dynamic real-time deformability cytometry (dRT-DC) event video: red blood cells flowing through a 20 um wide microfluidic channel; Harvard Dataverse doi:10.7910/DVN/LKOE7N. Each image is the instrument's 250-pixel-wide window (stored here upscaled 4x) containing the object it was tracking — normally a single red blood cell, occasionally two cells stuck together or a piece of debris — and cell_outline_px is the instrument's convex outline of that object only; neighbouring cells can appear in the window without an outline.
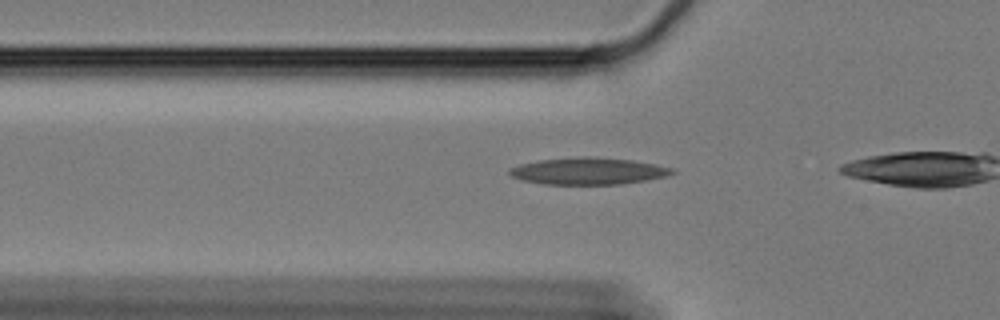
{"species": "Egyptian fruit bat (a non-hibernating species)", "species_latin": "Rousettus aegyptiacus", "temperature_condition": "cold", "stored_images_in_passage": 13, "camera_frame_rate_fps": 3000, "um_per_image_px": 0.085, "animal": {"sex": "female"}, "frame": {"image": 1, "passage_image": 10, "time_ms": 3.0, "image_size_px": [1000, 320], "cell_outline_px": [[676, 172], [668, 176], [620, 184], [544, 184], [520, 180], [512, 176], [508, 172], [508, 168], [520, 164], [540, 160], [580, 156], [588, 156], [632, 160], [656, 164], [676, 168]], "centroid_in_image_um": [50.02, 14.53], "position_along_channel_um": 75.8, "area_um2": 25.61}}